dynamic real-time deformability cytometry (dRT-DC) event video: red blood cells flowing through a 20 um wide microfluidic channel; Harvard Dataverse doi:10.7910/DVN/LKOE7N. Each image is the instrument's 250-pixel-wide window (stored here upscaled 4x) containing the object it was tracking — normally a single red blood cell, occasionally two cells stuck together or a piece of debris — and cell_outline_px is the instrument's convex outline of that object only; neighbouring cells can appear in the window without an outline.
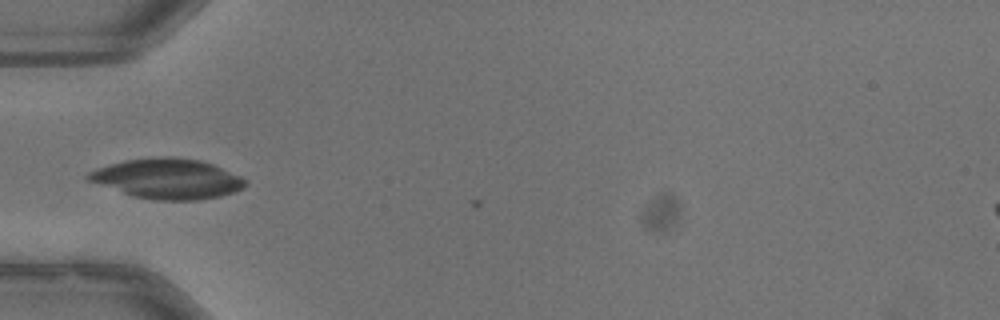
{"species": "common noctule bat (a hibernating species)", "species_latin": "Nyctalus noctula", "temperature_condition": "warm", "stored_images_in_passage": 4, "camera_frame_rate_fps": 3000, "um_per_image_px": 0.085, "animal": {"sex": "male", "body_mass_g": 13.3}, "frame": {"image": 1, "passage_image": 3, "time_ms": 0.667, "image_size_px": [1000, 320], "cell_outline_px": [[248, 184], [244, 188], [220, 196], [196, 200], [152, 200], [132, 196], [84, 180], [84, 176], [88, 172], [124, 160], [164, 156], [168, 156], [200, 160], [212, 164], [240, 176]], "centroid_in_image_um": [14.19, 15.2], "position_along_channel_um": 70.8, "area_um2": 36.65}}